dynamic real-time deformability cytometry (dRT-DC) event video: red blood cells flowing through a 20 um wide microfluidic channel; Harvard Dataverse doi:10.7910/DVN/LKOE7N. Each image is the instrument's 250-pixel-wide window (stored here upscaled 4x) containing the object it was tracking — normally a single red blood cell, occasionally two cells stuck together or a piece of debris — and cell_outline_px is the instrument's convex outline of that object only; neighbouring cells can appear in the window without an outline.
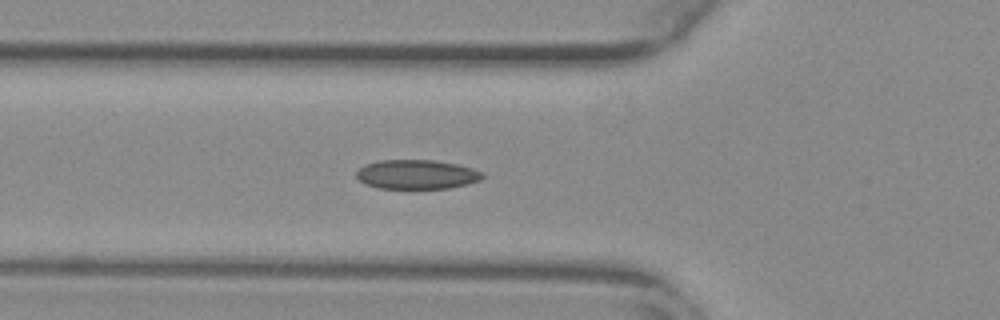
{"species": "common noctule bat (a hibernating species)", "species_latin": "Nyctalus noctula", "temperature_condition": "warm", "stored_images_in_passage": 37, "camera_frame_rate_fps": 3000, "um_per_image_px": 0.085, "animal": {"sex": "female", "body_mass_g": 29.2, "forearm_length_mm": 56.3}, "frame": {"image": 1, "passage_image": 2, "time_ms": 0.333, "image_size_px": [1000, 320], "cell_outline_px": [[484, 176], [480, 180], [468, 184], [448, 188], [376, 188], [364, 184], [356, 176], [356, 172], [364, 164], [380, 160], [432, 160], [456, 164], [472, 168], [484, 172]], "centroid_in_image_um": [35.41, 14.82], "position_along_channel_um": 90.4, "area_um2": 21.56}}
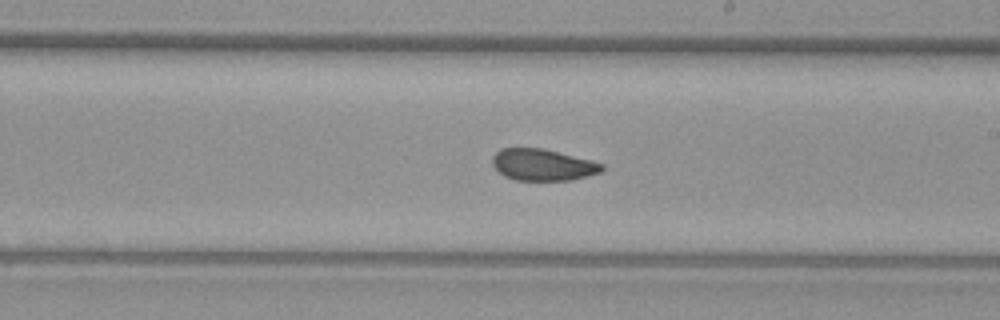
{"frame": {"image": 2, "passage_image": 14, "time_ms": 4.333, "image_size_px": [1000, 320], "cell_outline_px": [[604, 168], [600, 172], [588, 176], [572, 180], [516, 180], [504, 176], [492, 164], [492, 156], [500, 148], [544, 148], [592, 160], [604, 164]], "centroid_in_image_um": [46.15, 14.0], "position_along_channel_um": 242.9, "area_um2": 20.29}}
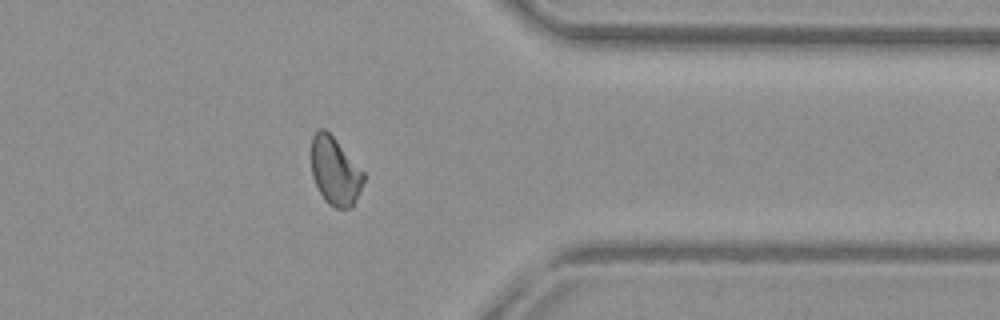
{"frame": {"image": 3, "passage_image": 26, "time_ms": 8.333, "image_size_px": [1000, 320], "cell_outline_px": [[364, 180], [356, 200], [352, 208], [336, 208], [328, 204], [324, 200], [312, 176], [312, 136], [320, 128], [324, 128], [336, 140], [364, 172]], "centroid_in_image_um": [28.48, 14.57], "position_along_channel_um": 382.9, "area_um2": 20.46}}